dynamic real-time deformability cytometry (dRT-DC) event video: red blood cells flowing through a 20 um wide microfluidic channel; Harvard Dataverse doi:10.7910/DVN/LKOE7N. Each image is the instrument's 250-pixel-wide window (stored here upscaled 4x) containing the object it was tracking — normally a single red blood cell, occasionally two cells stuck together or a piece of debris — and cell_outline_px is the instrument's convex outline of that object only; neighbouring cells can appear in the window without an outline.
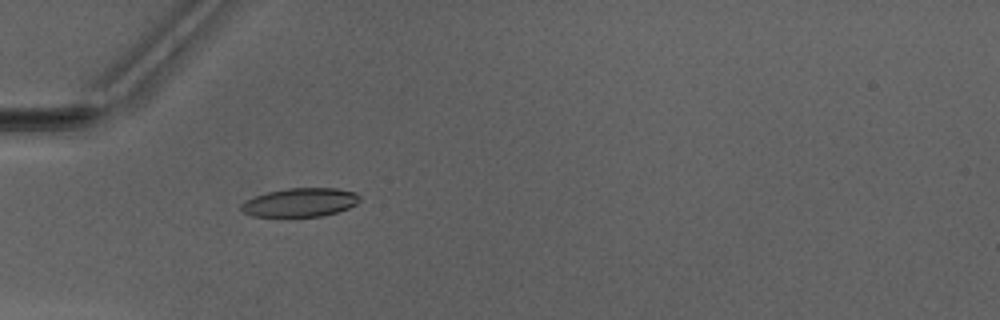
{"species": "Egyptian fruit bat (a non-hibernating species)", "species_latin": "Rousettus aegyptiacus", "temperature_condition": "warm", "stored_images_in_passage": 35, "camera_frame_rate_fps": 3000, "um_per_image_px": 0.085, "animal": {"sex": "male"}, "frame": {"image": 1, "passage_image": 1, "time_ms": 0.0, "image_size_px": [1000, 320], "cell_outline_px": [[360, 200], [356, 204], [348, 208], [336, 212], [320, 216], [288, 220], [280, 220], [252, 216], [244, 212], [240, 208], [240, 204], [244, 200], [268, 192], [288, 188], [336, 188], [356, 192], [360, 196]], "centroid_in_image_um": [25.45, 17.26], "position_along_channel_um": 59.6, "area_um2": 20.81}}
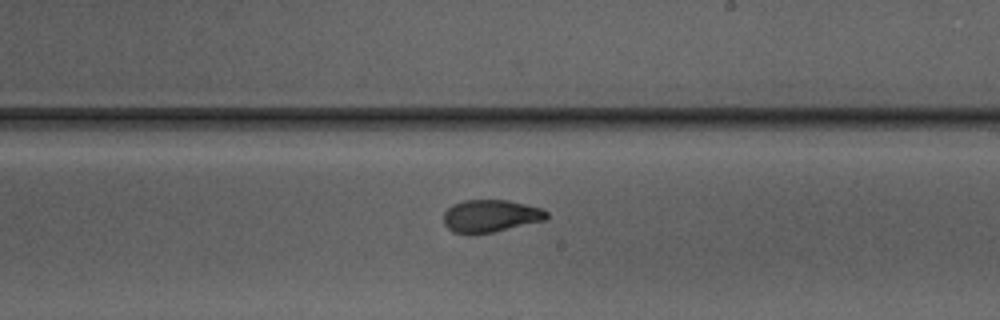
{"frame": {"image": 2, "passage_image": 15, "time_ms": 4.667, "image_size_px": [1000, 320], "cell_outline_px": [[548, 216], [544, 220], [492, 232], [472, 236], [452, 232], [444, 224], [444, 212], [452, 204], [464, 200], [508, 200], [540, 208], [548, 212]], "centroid_in_image_um": [41.63, 18.37], "position_along_channel_um": 247.4, "area_um2": 19.59}}
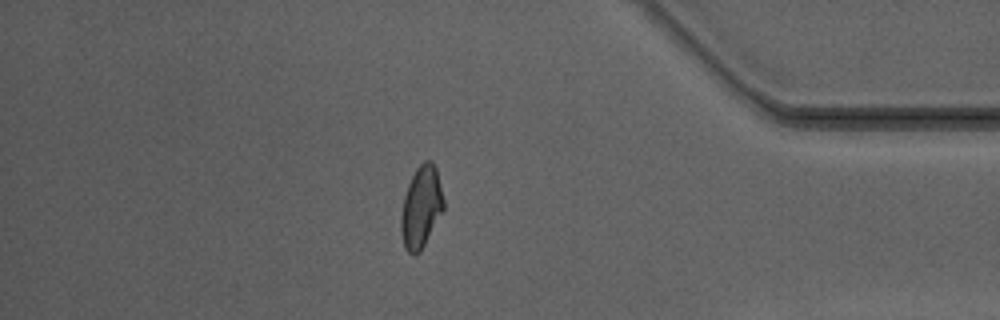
{"frame": {"image": 3, "passage_image": 28, "time_ms": 9.0, "image_size_px": [1000, 320], "cell_outline_px": [[444, 208], [420, 252], [416, 256], [412, 256], [404, 248], [400, 232], [400, 216], [404, 196], [408, 184], [416, 168], [424, 160], [432, 160], [436, 168], [444, 200]], "centroid_in_image_um": [35.77, 17.62], "position_along_channel_um": 399.4, "area_um2": 20.4}, "authors_computed_cell_mechanics": {"area_um2": 19.8254, "velocity_mm_per_s": 4.18, "shape_relaxation_time_tau1_ms": 4.8128, "shape_relaxation_time_tau2_ms": 1.0183, "deformation_change_tau1": 0.167, "deformation_change_tau2": 0.0683}}